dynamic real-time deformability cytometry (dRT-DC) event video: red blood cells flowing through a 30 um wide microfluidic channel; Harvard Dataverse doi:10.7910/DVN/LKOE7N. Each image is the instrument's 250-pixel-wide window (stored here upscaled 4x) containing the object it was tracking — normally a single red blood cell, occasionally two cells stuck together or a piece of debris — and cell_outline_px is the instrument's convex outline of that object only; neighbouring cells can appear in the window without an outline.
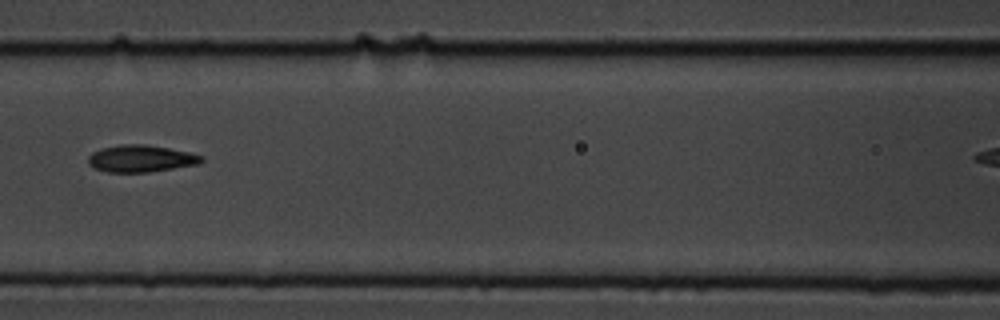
{"species": "common noctule bat (a hibernating species)", "species_latin": "Nyctalus noctula", "temperature_condition": "cold", "stored_images_in_passage": 7, "camera_frame_rate_fps": 3000, "um_per_image_px": 0.085, "animal": {"sex": "male", "body_mass_g": 19.5, "forearm_length_mm": 54.6}, "frame": {"image": 1, "passage_image": 7, "time_ms": 2.0, "image_size_px": [1000, 320], "cell_outline_px": [[204, 160], [196, 164], [148, 172], [108, 172], [96, 168], [88, 164], [88, 156], [92, 152], [100, 148], [120, 144], [144, 144], [168, 148], [188, 152], [204, 156]], "centroid_in_image_um": [11.94, 13.47], "position_along_channel_um": 154.7, "area_um2": 17.69}}